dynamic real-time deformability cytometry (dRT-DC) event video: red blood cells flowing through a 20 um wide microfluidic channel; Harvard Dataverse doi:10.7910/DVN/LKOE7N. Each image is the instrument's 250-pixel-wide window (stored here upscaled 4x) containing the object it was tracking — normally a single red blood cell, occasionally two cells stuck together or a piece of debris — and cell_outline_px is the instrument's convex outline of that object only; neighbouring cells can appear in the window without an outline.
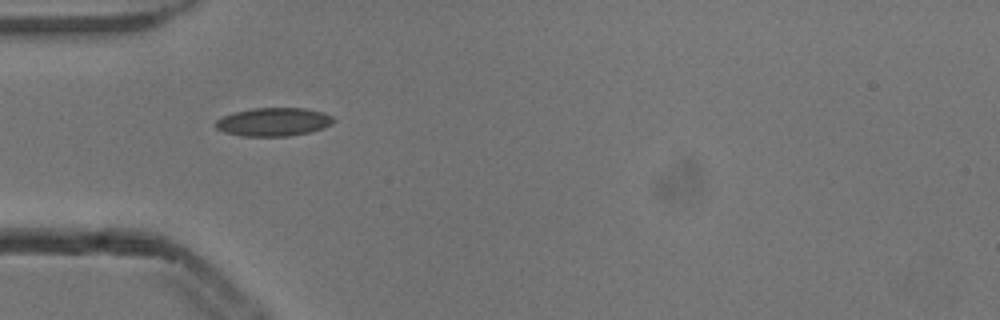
{"species": "common noctule bat (a hibernating species)", "species_latin": "Nyctalus noctula", "temperature_condition": "cold", "stored_images_in_passage": 1, "camera_frame_rate_fps": 3000, "um_per_image_px": 0.085, "animal": {"sex": "male", "body_mass_g": 13.3}, "frame": {"image": 1, "passage_image": 1, "time_ms": 0.0, "image_size_px": [1000, 320], "cell_outline_px": [[336, 120], [332, 124], [324, 128], [312, 132], [288, 136], [240, 136], [224, 132], [216, 128], [212, 124], [216, 120], [232, 112], [252, 108], [304, 108], [324, 112], [332, 116]], "centroid_in_image_um": [23.25, 10.36], "position_along_channel_um": 61.8, "area_um2": 19.83}}